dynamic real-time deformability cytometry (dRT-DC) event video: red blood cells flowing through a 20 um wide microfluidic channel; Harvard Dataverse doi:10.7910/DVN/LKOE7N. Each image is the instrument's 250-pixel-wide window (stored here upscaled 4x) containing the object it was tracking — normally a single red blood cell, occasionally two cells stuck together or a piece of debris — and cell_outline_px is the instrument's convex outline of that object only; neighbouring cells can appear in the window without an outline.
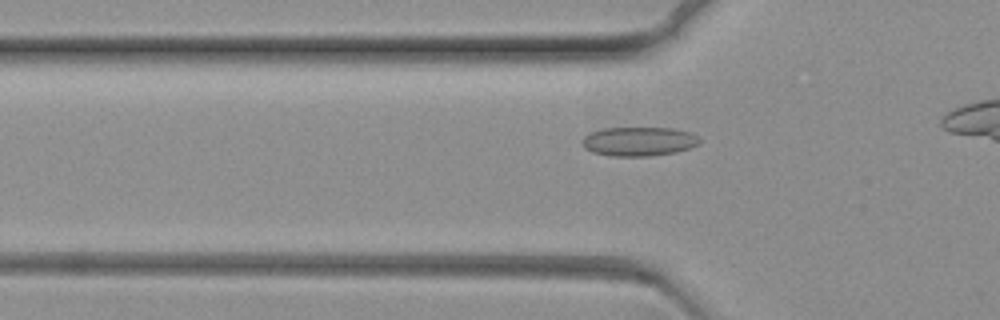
{"species": "common noctule bat (a hibernating species)", "species_latin": "Nyctalus noctula", "temperature_condition": "warm", "stored_images_in_passage": 52, "camera_frame_rate_fps": 3000, "um_per_image_px": 0.085, "animal": {"sex": "female", "body_mass_g": 19.3, "forearm_length_mm": 54.1}, "frame": {"image": 1, "passage_image": 17, "time_ms": 5.333, "image_size_px": [1000, 320], "cell_outline_px": [[700, 144], [676, 152], [648, 156], [612, 156], [592, 152], [584, 148], [580, 140], [588, 132], [604, 128], [672, 128], [688, 132], [696, 136], [700, 140]], "centroid_in_image_um": [54.24, 12.02], "position_along_channel_um": 71.6, "area_um2": 19.94}}
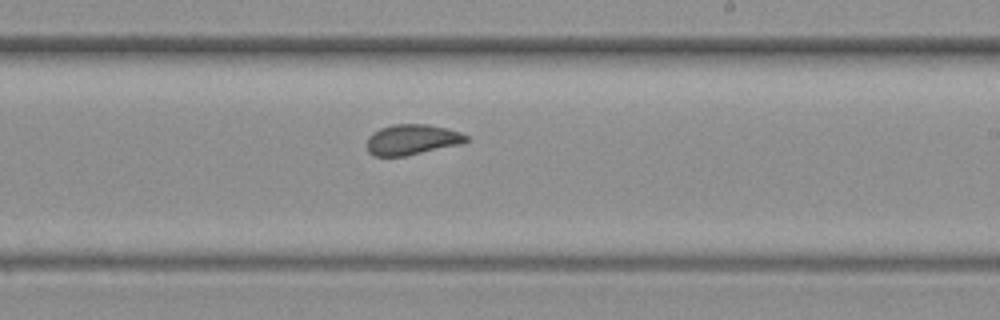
{"frame": {"image": 2, "passage_image": 36, "time_ms": 11.667, "image_size_px": [1000, 320], "cell_outline_px": [[468, 140], [460, 144], [404, 156], [372, 156], [368, 152], [368, 136], [372, 132], [380, 128], [392, 124], [428, 124], [448, 128], [460, 132], [468, 136]], "centroid_in_image_um": [35.0, 11.85], "position_along_channel_um": 254.0, "area_um2": 17.63}}
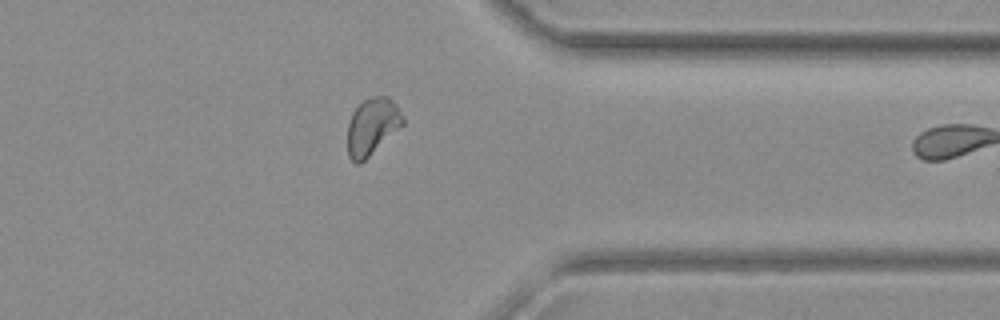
{"frame": {"image": 3, "passage_image": 50, "time_ms": 16.333, "image_size_px": [1000, 320], "cell_outline_px": [[404, 124], [360, 164], [356, 164], [348, 156], [348, 124], [352, 112], [364, 100], [372, 96], [388, 96], [396, 104], [404, 116]], "centroid_in_image_um": [31.64, 10.74], "position_along_channel_um": 379.8, "area_um2": 18.26}}